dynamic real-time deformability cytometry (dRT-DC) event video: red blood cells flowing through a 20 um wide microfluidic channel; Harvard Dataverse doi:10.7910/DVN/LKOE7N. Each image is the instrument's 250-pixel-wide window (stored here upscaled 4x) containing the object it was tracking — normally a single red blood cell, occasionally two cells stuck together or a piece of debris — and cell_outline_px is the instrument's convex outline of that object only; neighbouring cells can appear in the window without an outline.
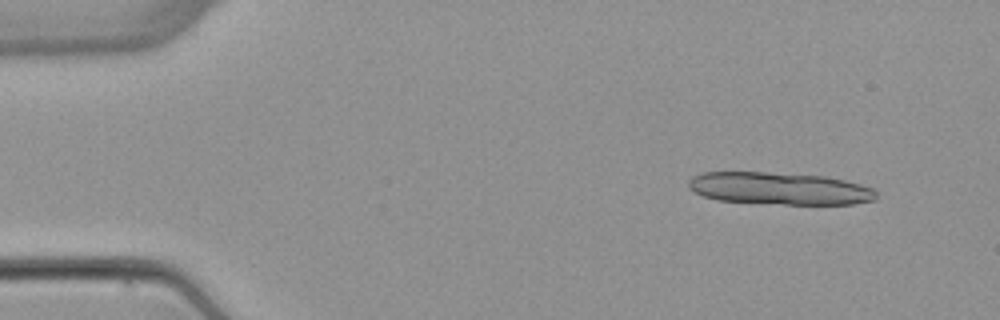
{"species": "common noctule bat (a hibernating species)", "species_latin": "Nyctalus noctula", "temperature_condition": "warm", "stored_images_in_passage": 4, "camera_frame_rate_fps": 3000, "um_per_image_px": 0.085, "animal": {"sex": "female", "body_mass_g": 22.7, "forearm_length_mm": 54.2}, "frame": {"image": 1, "passage_image": 1, "time_ms": 0.0, "image_size_px": [1000, 320], "cell_outline_px": [[876, 200], [852, 204], [784, 204], [716, 200], [704, 196], [688, 188], [688, 180], [692, 176], [704, 172], [768, 172], [824, 176], [844, 180], [876, 188]], "centroid_in_image_um": [66.27, 16.02], "position_along_channel_um": 18.7, "area_um2": 35.43}}